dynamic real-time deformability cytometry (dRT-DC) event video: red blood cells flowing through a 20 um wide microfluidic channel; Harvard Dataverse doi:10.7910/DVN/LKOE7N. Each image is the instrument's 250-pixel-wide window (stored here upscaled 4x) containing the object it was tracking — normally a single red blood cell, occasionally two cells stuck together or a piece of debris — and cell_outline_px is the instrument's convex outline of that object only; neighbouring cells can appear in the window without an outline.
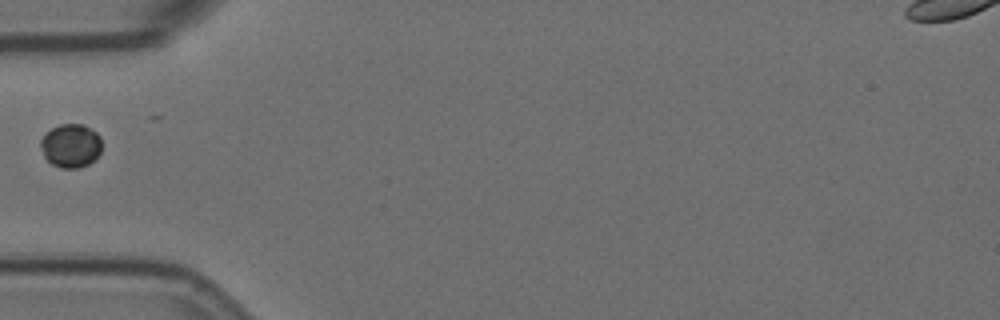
{"species": "Egyptian fruit bat (a non-hibernating species)", "species_latin": "Rousettus aegyptiacus", "temperature_condition": "room temperature", "stored_images_in_passage": 10, "camera_frame_rate_fps": 3000, "um_per_image_px": 0.085, "animal": {"sex": "female"}, "frame": {"image": 1, "passage_image": 1, "time_ms": 0.0, "image_size_px": [1000, 320], "cell_outline_px": [[100, 152], [88, 164], [80, 168], [60, 168], [52, 164], [44, 156], [40, 144], [40, 140], [52, 128], [60, 124], [84, 124], [96, 132], [100, 136]], "centroid_in_image_um": [6.01, 12.38], "position_along_channel_um": 79.0, "area_um2": 15.37}}
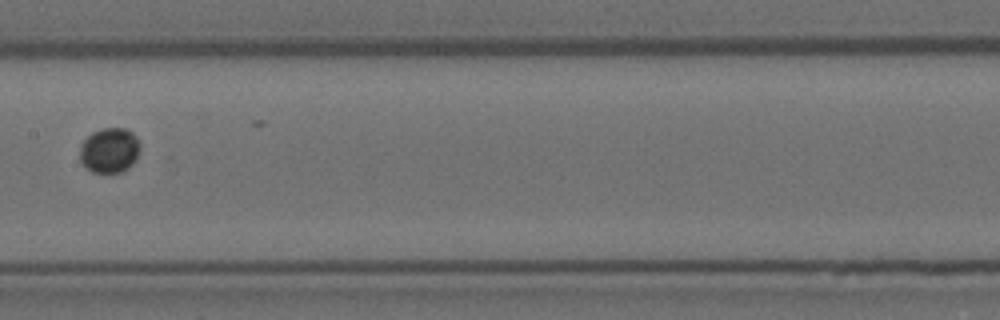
{"frame": {"image": 2, "passage_image": 4, "time_ms": 1.0, "image_size_px": [1000, 320], "cell_outline_px": [[140, 148], [132, 164], [128, 168], [120, 172], [92, 172], [80, 160], [80, 144], [92, 132], [104, 128], [124, 128], [132, 132], [136, 136], [140, 144]], "centroid_in_image_um": [9.3, 12.76], "position_along_channel_um": 198.1, "area_um2": 15.66}}
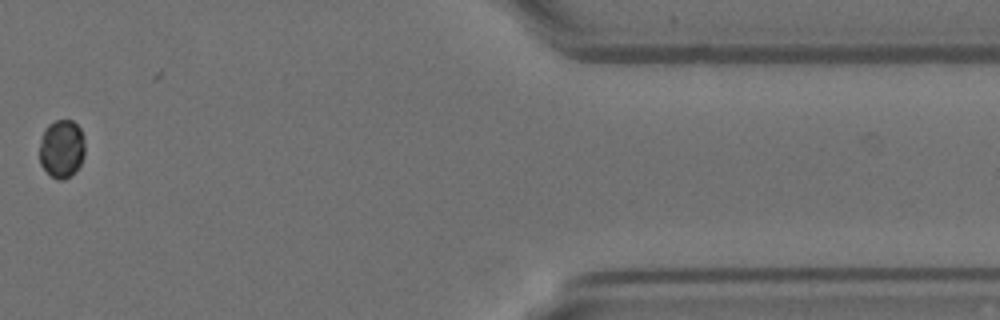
{"frame": {"image": 3, "passage_image": 9, "time_ms": 2.667, "image_size_px": [1000, 320], "cell_outline_px": [[84, 156], [76, 172], [64, 180], [56, 180], [40, 164], [40, 140], [48, 124], [56, 120], [72, 120], [80, 128], [84, 136]], "centroid_in_image_um": [5.26, 12.65], "position_along_channel_um": 406.1, "area_um2": 15.49}}